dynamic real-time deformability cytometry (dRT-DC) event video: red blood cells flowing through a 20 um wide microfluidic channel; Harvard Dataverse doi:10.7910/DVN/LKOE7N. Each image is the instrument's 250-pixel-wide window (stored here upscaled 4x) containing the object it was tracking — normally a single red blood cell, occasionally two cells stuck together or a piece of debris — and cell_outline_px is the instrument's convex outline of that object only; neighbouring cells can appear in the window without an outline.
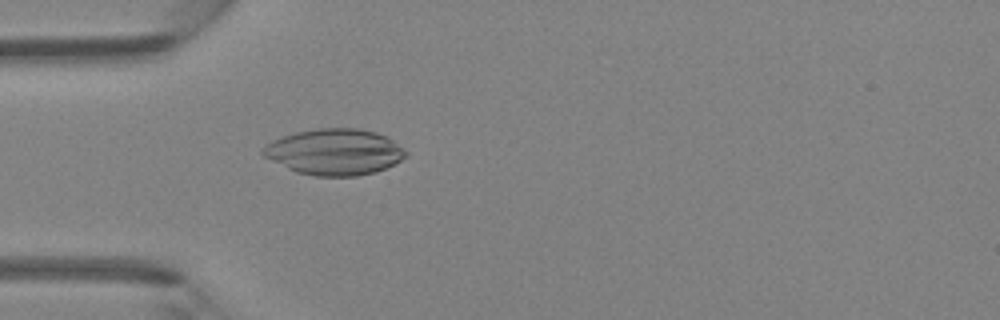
{"species": "Egyptian fruit bat (a non-hibernating species)", "species_latin": "Rousettus aegyptiacus", "temperature_condition": "room temperature", "stored_images_in_passage": 34, "camera_frame_rate_fps": 3000, "um_per_image_px": 0.085, "animal": {"sex": "female"}, "frame": {"image": 1, "passage_image": 2, "time_ms": 0.333, "image_size_px": [1000, 320], "cell_outline_px": [[408, 156], [376, 172], [356, 176], [312, 176], [296, 172], [264, 156], [260, 152], [272, 140], [296, 132], [316, 128], [360, 128], [376, 132], [392, 140], [408, 152]], "centroid_in_image_um": [28.45, 12.91], "position_along_channel_um": 56.6, "area_um2": 38.15}}
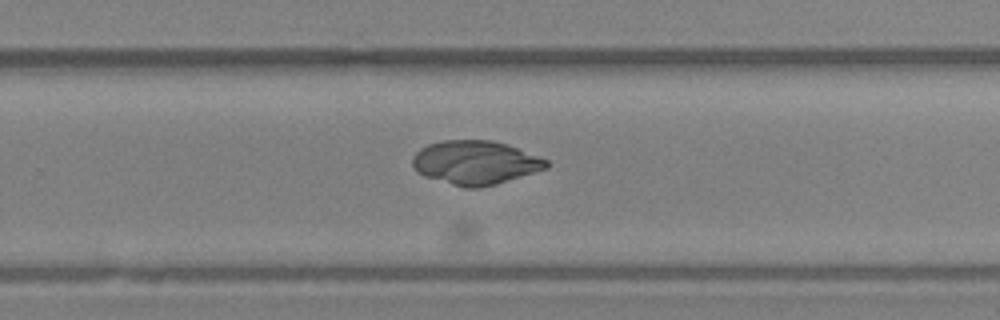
{"frame": {"image": 2, "passage_image": 18, "time_ms": 5.667, "image_size_px": [1000, 320], "cell_outline_px": [[548, 168], [496, 184], [480, 188], [464, 188], [424, 176], [416, 172], [412, 164], [412, 156], [420, 148], [428, 144], [444, 140], [492, 140], [508, 144], [548, 160]], "centroid_in_image_um": [40.38, 13.82], "position_along_channel_um": 289.4, "area_um2": 34.33}}
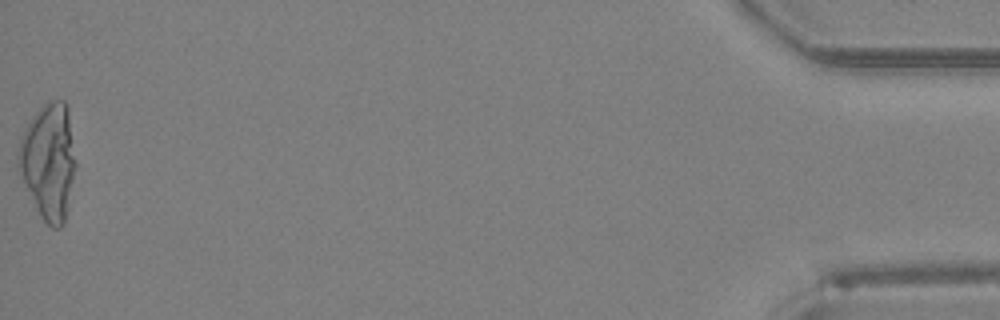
{"frame": {"image": 3, "passage_image": 34, "time_ms": 11.0, "image_size_px": [1000, 320], "cell_outline_px": [[76, 164], [68, 208], [64, 224], [60, 228], [52, 228], [40, 216], [20, 172], [16, 160], [16, 152], [20, 140], [28, 124], [36, 112], [48, 100], [64, 100], [68, 104]], "centroid_in_image_um": [4.15, 13.69], "position_along_channel_um": 431.0, "area_um2": 38.67}}